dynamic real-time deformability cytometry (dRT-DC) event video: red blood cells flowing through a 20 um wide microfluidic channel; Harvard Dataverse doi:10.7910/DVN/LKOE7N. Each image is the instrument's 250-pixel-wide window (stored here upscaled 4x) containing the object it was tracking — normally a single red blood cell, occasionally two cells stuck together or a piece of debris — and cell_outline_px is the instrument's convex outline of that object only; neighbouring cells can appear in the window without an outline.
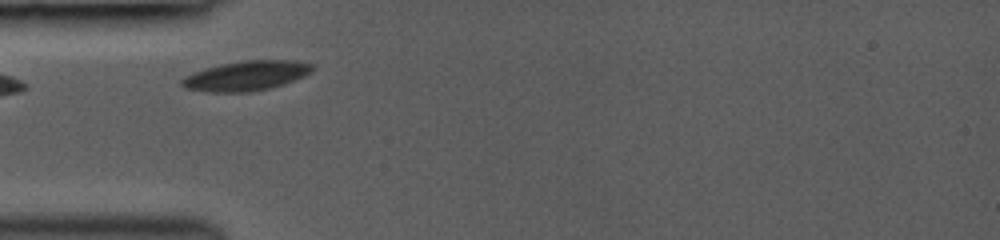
{"species": "common noctule bat (a hibernating species)", "species_latin": "Nyctalus noctula", "temperature_condition": "room temperature", "stored_images_in_passage": 26, "camera_frame_rate_fps": 3000, "um_per_image_px": 0.085, "animal": {"sex": "female", "body_mass_g": 19.0, "forearm_length_mm": 53.3}, "frame": {"image": 1, "passage_image": 1, "time_ms": 0.0, "image_size_px": [1000, 240], "cell_outline_px": [[316, 68], [312, 72], [304, 76], [284, 84], [252, 92], [208, 92], [184, 88], [180, 84], [180, 80], [184, 76], [204, 68], [220, 64], [244, 60], [296, 60], [312, 64]], "centroid_in_image_um": [20.93, 6.43], "position_along_channel_um": 64.1, "area_um2": 22.89}}
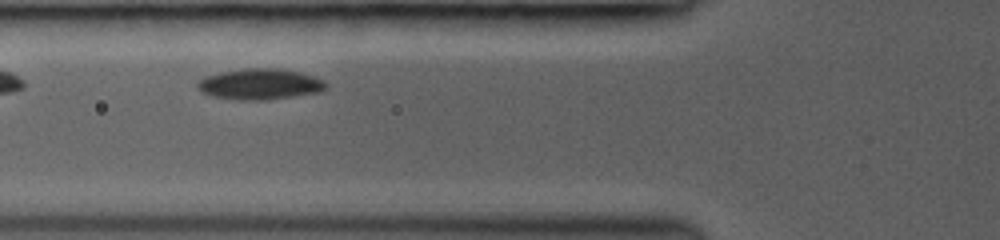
{"frame": {"image": 2, "passage_image": 5, "time_ms": 1.0, "image_size_px": [1000, 240], "cell_outline_px": [[328, 88], [320, 92], [268, 100], [236, 100], [212, 96], [196, 88], [196, 84], [204, 76], [220, 72], [244, 68], [280, 68], [300, 72], [324, 80], [328, 84]], "centroid_in_image_um": [22.11, 7.15], "position_along_channel_um": 103.7, "area_um2": 23.35}}
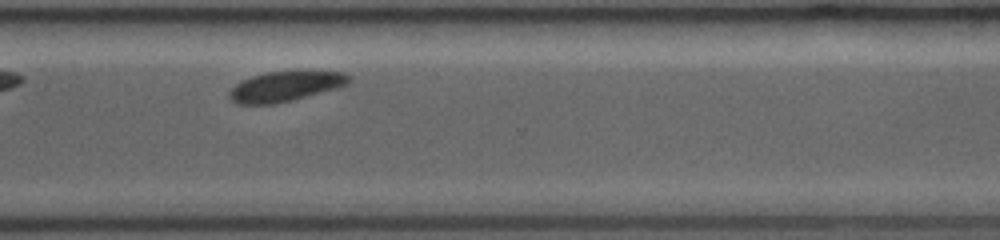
{"frame": {"image": 3, "passage_image": 25, "time_ms": 7.0, "image_size_px": [1000, 240], "cell_outline_px": [[352, 80], [348, 84], [336, 88], [292, 100], [276, 104], [236, 104], [228, 96], [228, 92], [236, 84], [252, 76], [264, 72], [308, 68], [344, 72], [352, 76]], "centroid_in_image_um": [24.33, 7.28], "position_along_channel_um": 346.3, "area_um2": 21.85}}